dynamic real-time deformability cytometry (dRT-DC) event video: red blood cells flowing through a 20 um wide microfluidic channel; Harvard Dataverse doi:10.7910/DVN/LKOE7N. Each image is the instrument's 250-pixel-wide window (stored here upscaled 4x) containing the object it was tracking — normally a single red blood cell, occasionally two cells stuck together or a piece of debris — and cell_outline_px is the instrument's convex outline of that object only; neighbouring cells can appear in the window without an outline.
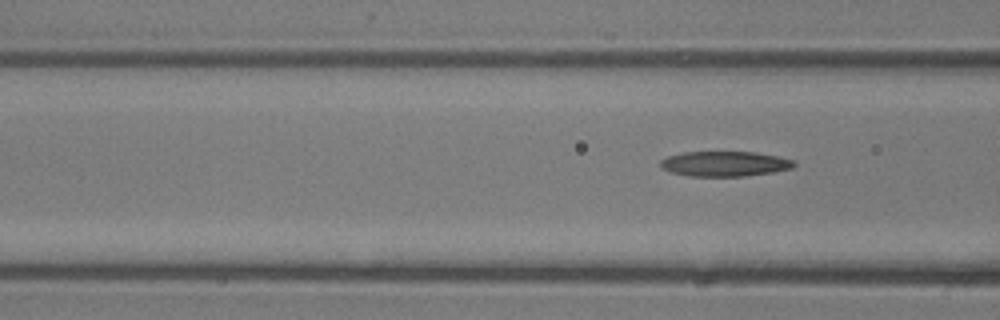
{"species": "common noctule bat (a hibernating species)", "species_latin": "Nyctalus noctula", "temperature_condition": "room temperature", "stored_images_in_passage": 6, "camera_frame_rate_fps": 3000, "um_per_image_px": 0.085, "animal": {"sex": "male", "body_mass_g": 13.3}, "frame": {"image": 1, "passage_image": 6, "time_ms": 1.667, "image_size_px": [1000, 320], "cell_outline_px": [[796, 164], [792, 168], [772, 172], [744, 176], [688, 176], [672, 172], [660, 168], [660, 160], [668, 156], [684, 152], [756, 152], [796, 160]], "centroid_in_image_um": [61.6, 13.92], "position_along_channel_um": 105.0, "area_um2": 19.54}}